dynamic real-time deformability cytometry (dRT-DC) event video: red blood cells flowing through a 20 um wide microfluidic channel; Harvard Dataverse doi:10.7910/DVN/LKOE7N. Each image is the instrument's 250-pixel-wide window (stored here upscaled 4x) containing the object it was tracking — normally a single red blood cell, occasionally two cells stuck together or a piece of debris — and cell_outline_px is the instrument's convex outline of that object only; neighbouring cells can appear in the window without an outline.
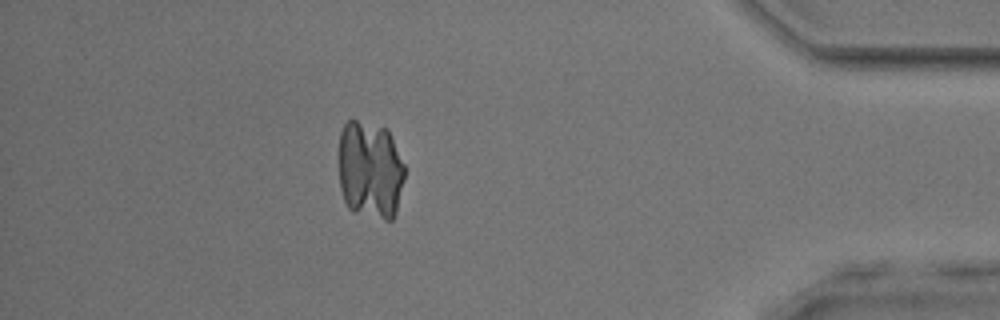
{"species": "common noctule bat (a hibernating species)", "species_latin": "Nyctalus noctula", "temperature_condition": "room temperature", "stored_images_in_passage": 43, "camera_frame_rate_fps": 3000, "um_per_image_px": 0.085, "animal": {"sex": "male", "body_mass_g": 17.9, "forearm_length_mm": 54.2}, "frame": {"image": 1, "passage_image": 37, "time_ms": 12.0, "image_size_px": [1000, 320], "cell_outline_px": [[404, 180], [396, 212], [392, 220], [384, 220], [352, 212], [348, 208], [344, 200], [340, 188], [340, 132], [344, 124], [348, 120], [356, 120], [388, 128], [404, 164]], "centroid_in_image_um": [31.47, 14.46], "position_along_channel_um": 403.7, "area_um2": 38.09}}